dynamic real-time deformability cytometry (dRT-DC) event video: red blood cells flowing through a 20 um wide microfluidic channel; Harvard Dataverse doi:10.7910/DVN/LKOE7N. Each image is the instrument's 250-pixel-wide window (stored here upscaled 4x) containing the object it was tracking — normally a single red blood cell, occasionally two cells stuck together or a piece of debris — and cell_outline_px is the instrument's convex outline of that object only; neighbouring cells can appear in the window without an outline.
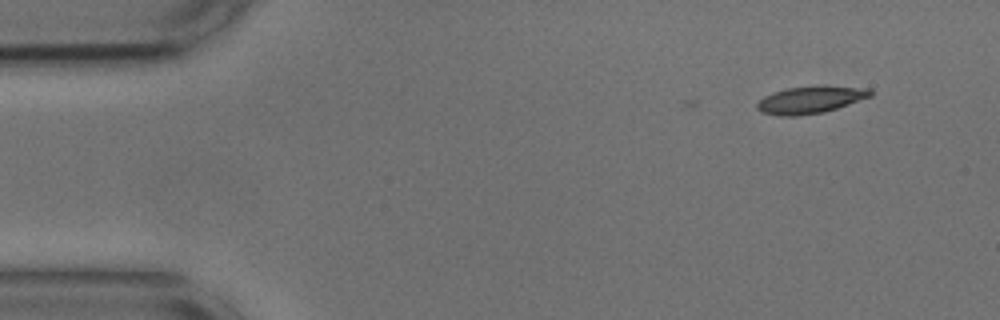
{"species": "common noctule bat (a hibernating species)", "species_latin": "Nyctalus noctula", "temperature_condition": "cold", "stored_images_in_passage": 4, "camera_frame_rate_fps": 3000, "um_per_image_px": 0.085, "animal": {"sex": "male", "body_mass_g": 17.9, "forearm_length_mm": 54.2}, "frame": {"image": 1, "passage_image": 1, "time_ms": 0.0, "image_size_px": [1000, 320], "cell_outline_px": [[872, 96], [824, 112], [796, 116], [780, 116], [760, 112], [756, 108], [756, 104], [764, 96], [788, 88], [872, 88]], "centroid_in_image_um": [68.82, 8.54], "position_along_channel_um": 16.2, "area_um2": 17.05}}